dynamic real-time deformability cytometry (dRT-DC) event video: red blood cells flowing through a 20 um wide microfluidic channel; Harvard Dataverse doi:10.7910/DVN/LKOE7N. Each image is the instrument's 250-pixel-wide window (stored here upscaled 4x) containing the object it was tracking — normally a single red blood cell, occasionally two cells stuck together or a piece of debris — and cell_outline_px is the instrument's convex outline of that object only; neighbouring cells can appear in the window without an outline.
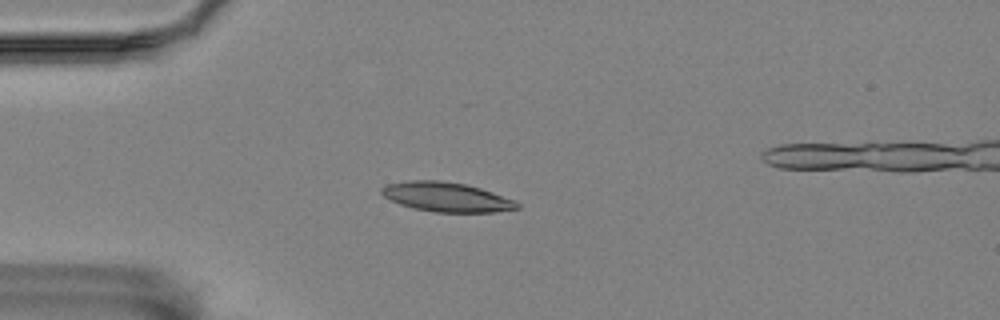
{"species": "Egyptian fruit bat (a non-hibernating species)", "species_latin": "Rousettus aegyptiacus", "temperature_condition": "room temperature", "stored_images_in_passage": 56, "camera_frame_rate_fps": 3000, "um_per_image_px": 0.085, "animal": {"sex": "female"}, "frame": {"image": 1, "passage_image": 14, "time_ms": 4.333, "image_size_px": [1000, 320], "cell_outline_px": [[520, 208], [496, 212], [432, 212], [412, 208], [400, 204], [384, 196], [380, 192], [380, 188], [388, 184], [408, 180], [440, 180], [464, 184], [480, 188], [516, 200], [520, 204]], "centroid_in_image_um": [37.96, 16.75], "position_along_channel_um": 47.0, "area_um2": 23.35}}
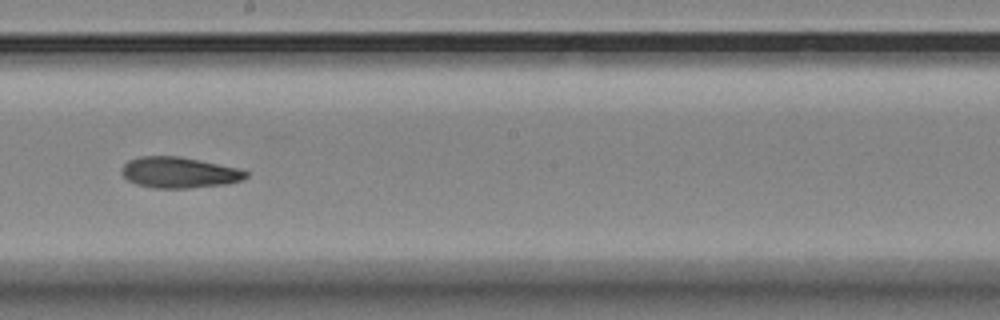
{"frame": {"image": 2, "passage_image": 31, "time_ms": 10.0, "image_size_px": [1000, 320], "cell_outline_px": [[248, 176], [244, 180], [228, 184], [188, 188], [152, 188], [136, 184], [128, 180], [120, 172], [120, 168], [128, 160], [140, 156], [180, 156], [236, 168], [248, 172]], "centroid_in_image_um": [15.2, 14.67], "position_along_channel_um": 233.0, "area_um2": 22.48}}
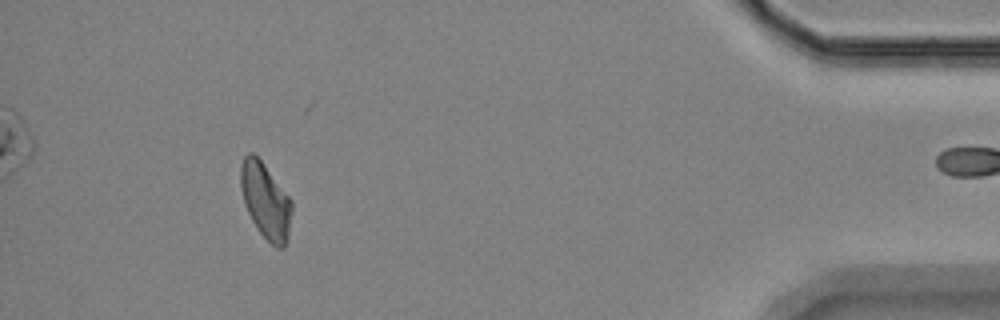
{"frame": {"image": 3, "passage_image": 51, "time_ms": 16.667, "image_size_px": [1000, 320], "cell_outline_px": [[292, 208], [288, 240], [284, 248], [276, 248], [256, 228], [244, 204], [240, 188], [240, 168], [244, 156], [248, 152], [252, 152], [264, 164], [292, 200]], "centroid_in_image_um": [22.57, 17.07], "position_along_channel_um": 412.6, "area_um2": 22.6}, "authors_computed_cell_mechanics": {"area_um2": 22.3108, "velocity_mm_per_s": 3.5559, "shape_relaxation_time_tau1_ms": null, "shape_relaxation_time_tau2_ms": 5.8369, "deformation_change_tau1": null, "deformation_change_tau2": 0.128}}